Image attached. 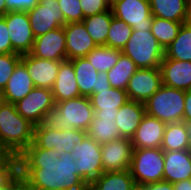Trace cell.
I'll return each instance as SVG.
<instances>
[{
    "label": "cell",
    "instance_id": "obj_40",
    "mask_svg": "<svg viewBox=\"0 0 191 190\" xmlns=\"http://www.w3.org/2000/svg\"><path fill=\"white\" fill-rule=\"evenodd\" d=\"M6 13L8 12H29L34 9L39 0H5Z\"/></svg>",
    "mask_w": 191,
    "mask_h": 190
},
{
    "label": "cell",
    "instance_id": "obj_19",
    "mask_svg": "<svg viewBox=\"0 0 191 190\" xmlns=\"http://www.w3.org/2000/svg\"><path fill=\"white\" fill-rule=\"evenodd\" d=\"M160 71L163 85L184 91L191 89V61L168 59L164 55Z\"/></svg>",
    "mask_w": 191,
    "mask_h": 190
},
{
    "label": "cell",
    "instance_id": "obj_13",
    "mask_svg": "<svg viewBox=\"0 0 191 190\" xmlns=\"http://www.w3.org/2000/svg\"><path fill=\"white\" fill-rule=\"evenodd\" d=\"M162 85L160 68H138L129 79L126 92L129 100L144 103Z\"/></svg>",
    "mask_w": 191,
    "mask_h": 190
},
{
    "label": "cell",
    "instance_id": "obj_39",
    "mask_svg": "<svg viewBox=\"0 0 191 190\" xmlns=\"http://www.w3.org/2000/svg\"><path fill=\"white\" fill-rule=\"evenodd\" d=\"M84 18L107 11L110 8L108 0H80Z\"/></svg>",
    "mask_w": 191,
    "mask_h": 190
},
{
    "label": "cell",
    "instance_id": "obj_41",
    "mask_svg": "<svg viewBox=\"0 0 191 190\" xmlns=\"http://www.w3.org/2000/svg\"><path fill=\"white\" fill-rule=\"evenodd\" d=\"M16 53L11 45L8 27L5 19L0 16V54Z\"/></svg>",
    "mask_w": 191,
    "mask_h": 190
},
{
    "label": "cell",
    "instance_id": "obj_30",
    "mask_svg": "<svg viewBox=\"0 0 191 190\" xmlns=\"http://www.w3.org/2000/svg\"><path fill=\"white\" fill-rule=\"evenodd\" d=\"M112 17L109 8L107 11L83 19L87 32L97 46L106 45Z\"/></svg>",
    "mask_w": 191,
    "mask_h": 190
},
{
    "label": "cell",
    "instance_id": "obj_7",
    "mask_svg": "<svg viewBox=\"0 0 191 190\" xmlns=\"http://www.w3.org/2000/svg\"><path fill=\"white\" fill-rule=\"evenodd\" d=\"M86 136V131L76 128L60 130L37 125L34 126L33 144L42 149H55L60 154H70L75 145H80Z\"/></svg>",
    "mask_w": 191,
    "mask_h": 190
},
{
    "label": "cell",
    "instance_id": "obj_47",
    "mask_svg": "<svg viewBox=\"0 0 191 190\" xmlns=\"http://www.w3.org/2000/svg\"><path fill=\"white\" fill-rule=\"evenodd\" d=\"M6 14V2L5 0H0V16H4Z\"/></svg>",
    "mask_w": 191,
    "mask_h": 190
},
{
    "label": "cell",
    "instance_id": "obj_12",
    "mask_svg": "<svg viewBox=\"0 0 191 190\" xmlns=\"http://www.w3.org/2000/svg\"><path fill=\"white\" fill-rule=\"evenodd\" d=\"M2 17L6 21L13 50L21 55L30 53L35 37L27 12H8Z\"/></svg>",
    "mask_w": 191,
    "mask_h": 190
},
{
    "label": "cell",
    "instance_id": "obj_6",
    "mask_svg": "<svg viewBox=\"0 0 191 190\" xmlns=\"http://www.w3.org/2000/svg\"><path fill=\"white\" fill-rule=\"evenodd\" d=\"M129 171L137 187L163 181L164 150L161 148H134Z\"/></svg>",
    "mask_w": 191,
    "mask_h": 190
},
{
    "label": "cell",
    "instance_id": "obj_45",
    "mask_svg": "<svg viewBox=\"0 0 191 190\" xmlns=\"http://www.w3.org/2000/svg\"><path fill=\"white\" fill-rule=\"evenodd\" d=\"M174 190H191V179H184L173 184Z\"/></svg>",
    "mask_w": 191,
    "mask_h": 190
},
{
    "label": "cell",
    "instance_id": "obj_44",
    "mask_svg": "<svg viewBox=\"0 0 191 190\" xmlns=\"http://www.w3.org/2000/svg\"><path fill=\"white\" fill-rule=\"evenodd\" d=\"M107 72H98V83L97 89L93 90H103L109 89L111 87L110 82L108 81Z\"/></svg>",
    "mask_w": 191,
    "mask_h": 190
},
{
    "label": "cell",
    "instance_id": "obj_23",
    "mask_svg": "<svg viewBox=\"0 0 191 190\" xmlns=\"http://www.w3.org/2000/svg\"><path fill=\"white\" fill-rule=\"evenodd\" d=\"M34 87L26 66L20 61L0 94L5 102L15 104L23 99Z\"/></svg>",
    "mask_w": 191,
    "mask_h": 190
},
{
    "label": "cell",
    "instance_id": "obj_33",
    "mask_svg": "<svg viewBox=\"0 0 191 190\" xmlns=\"http://www.w3.org/2000/svg\"><path fill=\"white\" fill-rule=\"evenodd\" d=\"M121 53L119 49L101 45L96 46L85 58L97 72H108L117 63Z\"/></svg>",
    "mask_w": 191,
    "mask_h": 190
},
{
    "label": "cell",
    "instance_id": "obj_15",
    "mask_svg": "<svg viewBox=\"0 0 191 190\" xmlns=\"http://www.w3.org/2000/svg\"><path fill=\"white\" fill-rule=\"evenodd\" d=\"M30 54L34 57L58 62L67 60L63 26L36 37Z\"/></svg>",
    "mask_w": 191,
    "mask_h": 190
},
{
    "label": "cell",
    "instance_id": "obj_46",
    "mask_svg": "<svg viewBox=\"0 0 191 190\" xmlns=\"http://www.w3.org/2000/svg\"><path fill=\"white\" fill-rule=\"evenodd\" d=\"M11 190H29V188L20 180Z\"/></svg>",
    "mask_w": 191,
    "mask_h": 190
},
{
    "label": "cell",
    "instance_id": "obj_17",
    "mask_svg": "<svg viewBox=\"0 0 191 190\" xmlns=\"http://www.w3.org/2000/svg\"><path fill=\"white\" fill-rule=\"evenodd\" d=\"M21 62L26 66L35 87L52 89L61 62L34 57L30 53L21 55Z\"/></svg>",
    "mask_w": 191,
    "mask_h": 190
},
{
    "label": "cell",
    "instance_id": "obj_1",
    "mask_svg": "<svg viewBox=\"0 0 191 190\" xmlns=\"http://www.w3.org/2000/svg\"><path fill=\"white\" fill-rule=\"evenodd\" d=\"M19 159L20 178L28 188L89 190L69 153L60 154L55 149H42L31 143Z\"/></svg>",
    "mask_w": 191,
    "mask_h": 190
},
{
    "label": "cell",
    "instance_id": "obj_10",
    "mask_svg": "<svg viewBox=\"0 0 191 190\" xmlns=\"http://www.w3.org/2000/svg\"><path fill=\"white\" fill-rule=\"evenodd\" d=\"M27 14L35 38L65 25L58 0H39Z\"/></svg>",
    "mask_w": 191,
    "mask_h": 190
},
{
    "label": "cell",
    "instance_id": "obj_20",
    "mask_svg": "<svg viewBox=\"0 0 191 190\" xmlns=\"http://www.w3.org/2000/svg\"><path fill=\"white\" fill-rule=\"evenodd\" d=\"M95 116L116 117L119 108L128 100L125 90L110 87L109 89L93 90L89 97Z\"/></svg>",
    "mask_w": 191,
    "mask_h": 190
},
{
    "label": "cell",
    "instance_id": "obj_24",
    "mask_svg": "<svg viewBox=\"0 0 191 190\" xmlns=\"http://www.w3.org/2000/svg\"><path fill=\"white\" fill-rule=\"evenodd\" d=\"M145 114L144 103L128 100L122 105L115 117L120 137L131 139Z\"/></svg>",
    "mask_w": 191,
    "mask_h": 190
},
{
    "label": "cell",
    "instance_id": "obj_26",
    "mask_svg": "<svg viewBox=\"0 0 191 190\" xmlns=\"http://www.w3.org/2000/svg\"><path fill=\"white\" fill-rule=\"evenodd\" d=\"M151 14L155 17L186 22L188 0H149Z\"/></svg>",
    "mask_w": 191,
    "mask_h": 190
},
{
    "label": "cell",
    "instance_id": "obj_21",
    "mask_svg": "<svg viewBox=\"0 0 191 190\" xmlns=\"http://www.w3.org/2000/svg\"><path fill=\"white\" fill-rule=\"evenodd\" d=\"M191 179V153L189 150L164 151L163 181L172 184Z\"/></svg>",
    "mask_w": 191,
    "mask_h": 190
},
{
    "label": "cell",
    "instance_id": "obj_48",
    "mask_svg": "<svg viewBox=\"0 0 191 190\" xmlns=\"http://www.w3.org/2000/svg\"><path fill=\"white\" fill-rule=\"evenodd\" d=\"M186 22L191 25V0H188V10Z\"/></svg>",
    "mask_w": 191,
    "mask_h": 190
},
{
    "label": "cell",
    "instance_id": "obj_42",
    "mask_svg": "<svg viewBox=\"0 0 191 190\" xmlns=\"http://www.w3.org/2000/svg\"><path fill=\"white\" fill-rule=\"evenodd\" d=\"M138 190H174L173 184L166 181L150 183L137 188Z\"/></svg>",
    "mask_w": 191,
    "mask_h": 190
},
{
    "label": "cell",
    "instance_id": "obj_11",
    "mask_svg": "<svg viewBox=\"0 0 191 190\" xmlns=\"http://www.w3.org/2000/svg\"><path fill=\"white\" fill-rule=\"evenodd\" d=\"M17 112L34 126L39 125L44 113L55 107L51 89L34 87L23 99L15 103Z\"/></svg>",
    "mask_w": 191,
    "mask_h": 190
},
{
    "label": "cell",
    "instance_id": "obj_49",
    "mask_svg": "<svg viewBox=\"0 0 191 190\" xmlns=\"http://www.w3.org/2000/svg\"><path fill=\"white\" fill-rule=\"evenodd\" d=\"M187 126H188V140H189L188 150L191 153V122L187 123Z\"/></svg>",
    "mask_w": 191,
    "mask_h": 190
},
{
    "label": "cell",
    "instance_id": "obj_29",
    "mask_svg": "<svg viewBox=\"0 0 191 190\" xmlns=\"http://www.w3.org/2000/svg\"><path fill=\"white\" fill-rule=\"evenodd\" d=\"M188 145L187 123L184 121L166 123L161 149L164 151L187 150Z\"/></svg>",
    "mask_w": 191,
    "mask_h": 190
},
{
    "label": "cell",
    "instance_id": "obj_50",
    "mask_svg": "<svg viewBox=\"0 0 191 190\" xmlns=\"http://www.w3.org/2000/svg\"><path fill=\"white\" fill-rule=\"evenodd\" d=\"M29 190H63L59 188H29Z\"/></svg>",
    "mask_w": 191,
    "mask_h": 190
},
{
    "label": "cell",
    "instance_id": "obj_32",
    "mask_svg": "<svg viewBox=\"0 0 191 190\" xmlns=\"http://www.w3.org/2000/svg\"><path fill=\"white\" fill-rule=\"evenodd\" d=\"M168 59L191 61V25L183 23L177 37L165 50Z\"/></svg>",
    "mask_w": 191,
    "mask_h": 190
},
{
    "label": "cell",
    "instance_id": "obj_38",
    "mask_svg": "<svg viewBox=\"0 0 191 190\" xmlns=\"http://www.w3.org/2000/svg\"><path fill=\"white\" fill-rule=\"evenodd\" d=\"M65 24L71 22H82L84 15L80 0H58Z\"/></svg>",
    "mask_w": 191,
    "mask_h": 190
},
{
    "label": "cell",
    "instance_id": "obj_37",
    "mask_svg": "<svg viewBox=\"0 0 191 190\" xmlns=\"http://www.w3.org/2000/svg\"><path fill=\"white\" fill-rule=\"evenodd\" d=\"M20 61L21 54L19 53L0 54V93L3 91L15 67Z\"/></svg>",
    "mask_w": 191,
    "mask_h": 190
},
{
    "label": "cell",
    "instance_id": "obj_31",
    "mask_svg": "<svg viewBox=\"0 0 191 190\" xmlns=\"http://www.w3.org/2000/svg\"><path fill=\"white\" fill-rule=\"evenodd\" d=\"M137 69L136 64L128 56L121 53L117 63L107 72L111 87L126 91L129 79Z\"/></svg>",
    "mask_w": 191,
    "mask_h": 190
},
{
    "label": "cell",
    "instance_id": "obj_25",
    "mask_svg": "<svg viewBox=\"0 0 191 190\" xmlns=\"http://www.w3.org/2000/svg\"><path fill=\"white\" fill-rule=\"evenodd\" d=\"M137 188L129 169L103 172L89 185V190H137Z\"/></svg>",
    "mask_w": 191,
    "mask_h": 190
},
{
    "label": "cell",
    "instance_id": "obj_18",
    "mask_svg": "<svg viewBox=\"0 0 191 190\" xmlns=\"http://www.w3.org/2000/svg\"><path fill=\"white\" fill-rule=\"evenodd\" d=\"M166 123L145 114L131 138L133 148H161Z\"/></svg>",
    "mask_w": 191,
    "mask_h": 190
},
{
    "label": "cell",
    "instance_id": "obj_28",
    "mask_svg": "<svg viewBox=\"0 0 191 190\" xmlns=\"http://www.w3.org/2000/svg\"><path fill=\"white\" fill-rule=\"evenodd\" d=\"M86 133L100 145L121 138L115 117L94 115Z\"/></svg>",
    "mask_w": 191,
    "mask_h": 190
},
{
    "label": "cell",
    "instance_id": "obj_35",
    "mask_svg": "<svg viewBox=\"0 0 191 190\" xmlns=\"http://www.w3.org/2000/svg\"><path fill=\"white\" fill-rule=\"evenodd\" d=\"M20 178V159L16 155L0 156V189L13 188Z\"/></svg>",
    "mask_w": 191,
    "mask_h": 190
},
{
    "label": "cell",
    "instance_id": "obj_43",
    "mask_svg": "<svg viewBox=\"0 0 191 190\" xmlns=\"http://www.w3.org/2000/svg\"><path fill=\"white\" fill-rule=\"evenodd\" d=\"M182 121L185 123L191 122V89L185 91V103Z\"/></svg>",
    "mask_w": 191,
    "mask_h": 190
},
{
    "label": "cell",
    "instance_id": "obj_9",
    "mask_svg": "<svg viewBox=\"0 0 191 190\" xmlns=\"http://www.w3.org/2000/svg\"><path fill=\"white\" fill-rule=\"evenodd\" d=\"M110 9L114 17L123 20L133 31L152 27L153 15L149 0H113Z\"/></svg>",
    "mask_w": 191,
    "mask_h": 190
},
{
    "label": "cell",
    "instance_id": "obj_5",
    "mask_svg": "<svg viewBox=\"0 0 191 190\" xmlns=\"http://www.w3.org/2000/svg\"><path fill=\"white\" fill-rule=\"evenodd\" d=\"M185 91L162 85L144 102L146 114L165 123L183 120Z\"/></svg>",
    "mask_w": 191,
    "mask_h": 190
},
{
    "label": "cell",
    "instance_id": "obj_4",
    "mask_svg": "<svg viewBox=\"0 0 191 190\" xmlns=\"http://www.w3.org/2000/svg\"><path fill=\"white\" fill-rule=\"evenodd\" d=\"M122 53L138 68H160L165 50L153 36L151 29H142L133 31Z\"/></svg>",
    "mask_w": 191,
    "mask_h": 190
},
{
    "label": "cell",
    "instance_id": "obj_3",
    "mask_svg": "<svg viewBox=\"0 0 191 190\" xmlns=\"http://www.w3.org/2000/svg\"><path fill=\"white\" fill-rule=\"evenodd\" d=\"M94 113L90 98L79 96L57 102L54 108L44 113L39 125L52 129L76 128L87 131Z\"/></svg>",
    "mask_w": 191,
    "mask_h": 190
},
{
    "label": "cell",
    "instance_id": "obj_27",
    "mask_svg": "<svg viewBox=\"0 0 191 190\" xmlns=\"http://www.w3.org/2000/svg\"><path fill=\"white\" fill-rule=\"evenodd\" d=\"M70 61L73 64L80 95L83 97H90L93 94V89H97V70L85 57L75 58Z\"/></svg>",
    "mask_w": 191,
    "mask_h": 190
},
{
    "label": "cell",
    "instance_id": "obj_34",
    "mask_svg": "<svg viewBox=\"0 0 191 190\" xmlns=\"http://www.w3.org/2000/svg\"><path fill=\"white\" fill-rule=\"evenodd\" d=\"M183 23L185 22H175L153 16L151 32L161 47L166 50L177 37Z\"/></svg>",
    "mask_w": 191,
    "mask_h": 190
},
{
    "label": "cell",
    "instance_id": "obj_16",
    "mask_svg": "<svg viewBox=\"0 0 191 190\" xmlns=\"http://www.w3.org/2000/svg\"><path fill=\"white\" fill-rule=\"evenodd\" d=\"M63 29L66 39L67 60L83 58L97 46L83 22L66 23Z\"/></svg>",
    "mask_w": 191,
    "mask_h": 190
},
{
    "label": "cell",
    "instance_id": "obj_52",
    "mask_svg": "<svg viewBox=\"0 0 191 190\" xmlns=\"http://www.w3.org/2000/svg\"><path fill=\"white\" fill-rule=\"evenodd\" d=\"M12 188H3V189H0V190H11Z\"/></svg>",
    "mask_w": 191,
    "mask_h": 190
},
{
    "label": "cell",
    "instance_id": "obj_51",
    "mask_svg": "<svg viewBox=\"0 0 191 190\" xmlns=\"http://www.w3.org/2000/svg\"><path fill=\"white\" fill-rule=\"evenodd\" d=\"M5 102V100L2 98V95L0 94V108L2 106V104Z\"/></svg>",
    "mask_w": 191,
    "mask_h": 190
},
{
    "label": "cell",
    "instance_id": "obj_22",
    "mask_svg": "<svg viewBox=\"0 0 191 190\" xmlns=\"http://www.w3.org/2000/svg\"><path fill=\"white\" fill-rule=\"evenodd\" d=\"M75 76L72 62L70 60L62 61L55 83L51 89L55 104L81 96Z\"/></svg>",
    "mask_w": 191,
    "mask_h": 190
},
{
    "label": "cell",
    "instance_id": "obj_8",
    "mask_svg": "<svg viewBox=\"0 0 191 190\" xmlns=\"http://www.w3.org/2000/svg\"><path fill=\"white\" fill-rule=\"evenodd\" d=\"M78 166V175L90 185L104 171L101 161V145L86 136L80 145H75L70 153Z\"/></svg>",
    "mask_w": 191,
    "mask_h": 190
},
{
    "label": "cell",
    "instance_id": "obj_36",
    "mask_svg": "<svg viewBox=\"0 0 191 190\" xmlns=\"http://www.w3.org/2000/svg\"><path fill=\"white\" fill-rule=\"evenodd\" d=\"M132 33L133 28L131 26L127 25L123 20L113 16L107 36L106 46L122 51Z\"/></svg>",
    "mask_w": 191,
    "mask_h": 190
},
{
    "label": "cell",
    "instance_id": "obj_2",
    "mask_svg": "<svg viewBox=\"0 0 191 190\" xmlns=\"http://www.w3.org/2000/svg\"><path fill=\"white\" fill-rule=\"evenodd\" d=\"M34 125L21 116L15 104L4 102L0 108V152L19 156L33 143Z\"/></svg>",
    "mask_w": 191,
    "mask_h": 190
},
{
    "label": "cell",
    "instance_id": "obj_14",
    "mask_svg": "<svg viewBox=\"0 0 191 190\" xmlns=\"http://www.w3.org/2000/svg\"><path fill=\"white\" fill-rule=\"evenodd\" d=\"M131 139L119 138L101 145L104 172L125 171L130 167L133 154Z\"/></svg>",
    "mask_w": 191,
    "mask_h": 190
}]
</instances>
